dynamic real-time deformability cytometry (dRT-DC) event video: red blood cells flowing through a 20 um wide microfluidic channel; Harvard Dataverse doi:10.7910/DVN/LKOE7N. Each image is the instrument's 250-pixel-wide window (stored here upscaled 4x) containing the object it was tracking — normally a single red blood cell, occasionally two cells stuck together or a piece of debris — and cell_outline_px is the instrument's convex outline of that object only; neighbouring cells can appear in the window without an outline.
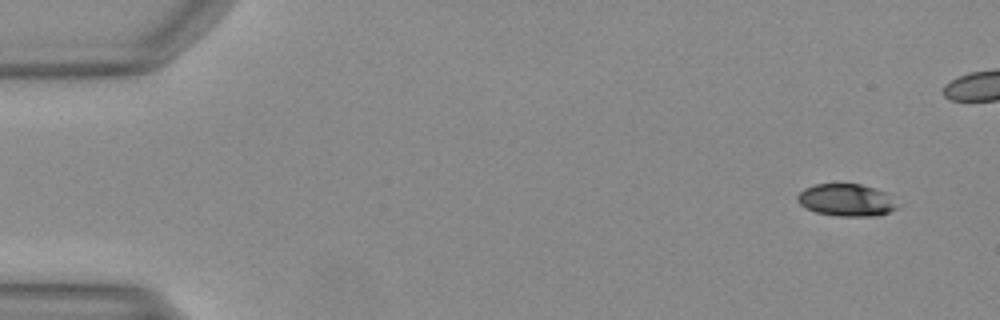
{"species": "Egyptian fruit bat (a non-hibernating species)", "species_latin": "Rousettus aegyptiacus", "temperature_condition": "warm", "stored_images_in_passage": 42, "camera_frame_rate_fps": 3000, "um_per_image_px": 0.085, "animal": {"sex": "female"}, "frame": {"image": 1, "passage_image": 1, "time_ms": 0.0, "image_size_px": [1000, 320], "cell_outline_px": [[896, 208], [888, 212], [876, 216], [836, 216], [816, 212], [804, 208], [796, 200], [796, 196], [804, 188], [816, 184], [860, 184], [884, 192], [896, 204]], "centroid_in_image_um": [71.86, 17.01], "position_along_channel_um": 13.1, "area_um2": 18.55}}
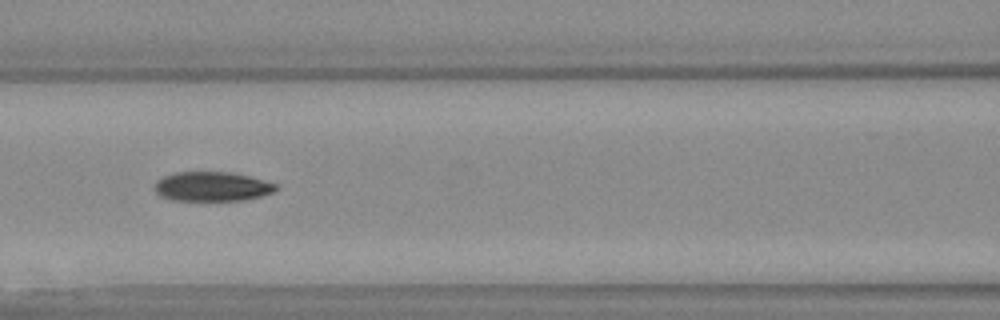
{"frame": {"image": 2, "passage_image": 20, "time_ms": 6.333, "image_size_px": [1000, 320], "cell_outline_px": [[280, 188], [272, 192], [260, 196], [244, 200], [172, 200], [160, 196], [156, 192], [156, 180], [164, 176], [176, 172], [228, 172], [248, 176], [276, 184]], "centroid_in_image_um": [18.01, 15.85], "position_along_channel_um": 148.6, "area_um2": 20.58}}
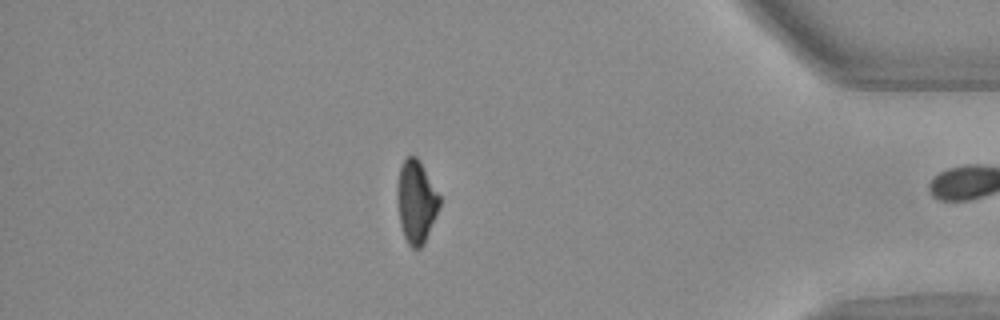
{"frame": {"image": 3, "passage_image": 41, "time_ms": 13.333, "image_size_px": [1000, 320], "cell_outline_px": [[440, 204], [436, 216], [424, 244], [420, 248], [412, 248], [408, 244], [404, 236], [400, 224], [396, 196], [396, 188], [400, 168], [404, 160], [408, 156], [416, 156], [440, 196]], "centroid_in_image_um": [35.36, 17.17], "position_along_channel_um": 399.8, "area_um2": 20.23}}